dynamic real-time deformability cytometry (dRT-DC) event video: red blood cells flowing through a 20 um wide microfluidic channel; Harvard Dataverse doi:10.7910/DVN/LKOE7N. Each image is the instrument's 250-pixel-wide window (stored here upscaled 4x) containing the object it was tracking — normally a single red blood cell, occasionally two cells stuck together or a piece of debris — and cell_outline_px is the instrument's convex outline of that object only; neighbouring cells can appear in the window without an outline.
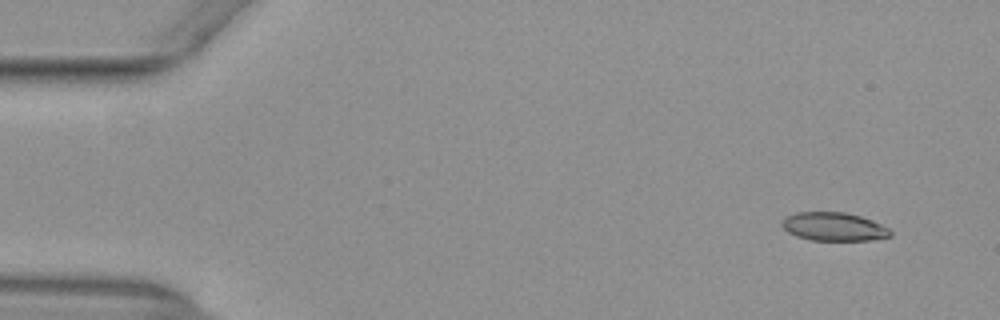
{"species": "common noctule bat (a hibernating species)", "species_latin": "Nyctalus noctula", "temperature_condition": "warm", "stored_images_in_passage": 53, "camera_frame_rate_fps": 3000, "um_per_image_px": 0.085, "animal": {"sex": "female", "body_mass_g": 29.2, "forearm_length_mm": 56.3}, "frame": {"image": 1, "passage_image": 4, "time_ms": 1.0, "image_size_px": [1000, 320], "cell_outline_px": [[892, 236], [868, 240], [812, 240], [796, 236], [788, 232], [780, 224], [784, 216], [796, 212], [844, 212], [860, 216], [872, 220], [888, 228], [892, 232]], "centroid_in_image_um": [70.84, 19.26], "position_along_channel_um": 14.2, "area_um2": 17.98}}
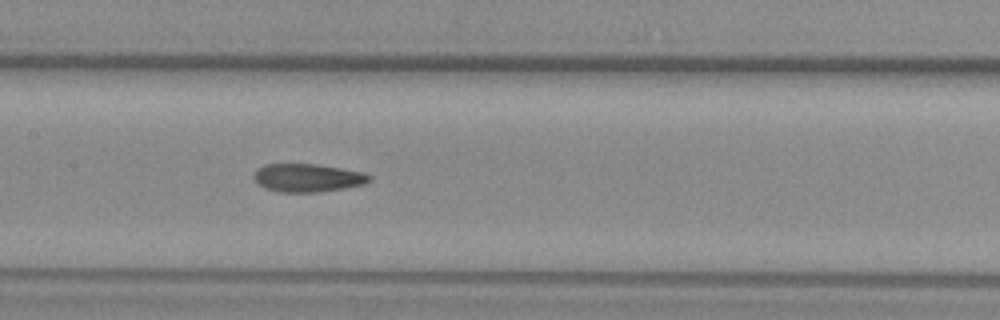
{"frame": {"image": 2, "passage_image": 26, "time_ms": 8.333, "image_size_px": [1000, 320], "cell_outline_px": [[372, 176], [364, 184], [344, 188], [320, 192], [280, 192], [264, 188], [256, 184], [252, 176], [264, 164], [316, 164], [364, 172]], "centroid_in_image_um": [26.12, 15.12], "position_along_channel_um": 181.3, "area_um2": 18.96}}
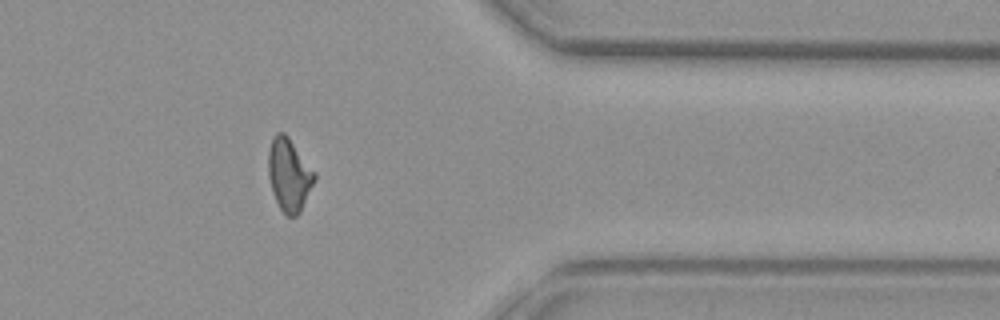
{"frame": {"image": 3, "passage_image": 43, "time_ms": 14.0, "image_size_px": [1000, 320], "cell_outline_px": [[316, 180], [300, 212], [296, 216], [288, 216], [280, 208], [272, 192], [268, 176], [268, 152], [272, 136], [276, 132], [284, 132], [288, 136], [316, 172]], "centroid_in_image_um": [24.58, 14.83], "position_along_channel_um": 386.8, "area_um2": 19.77}, "authors_computed_cell_mechanics": {"area_um2": 19.0162, "velocity_mm_per_s": 3.9314, "shape_relaxation_time_tau1_ms": 10.1416, "shape_relaxation_time_tau2_ms": 2.3734, "deformation_change_tau1": 0.255, "deformation_change_tau2": 0.1004}}